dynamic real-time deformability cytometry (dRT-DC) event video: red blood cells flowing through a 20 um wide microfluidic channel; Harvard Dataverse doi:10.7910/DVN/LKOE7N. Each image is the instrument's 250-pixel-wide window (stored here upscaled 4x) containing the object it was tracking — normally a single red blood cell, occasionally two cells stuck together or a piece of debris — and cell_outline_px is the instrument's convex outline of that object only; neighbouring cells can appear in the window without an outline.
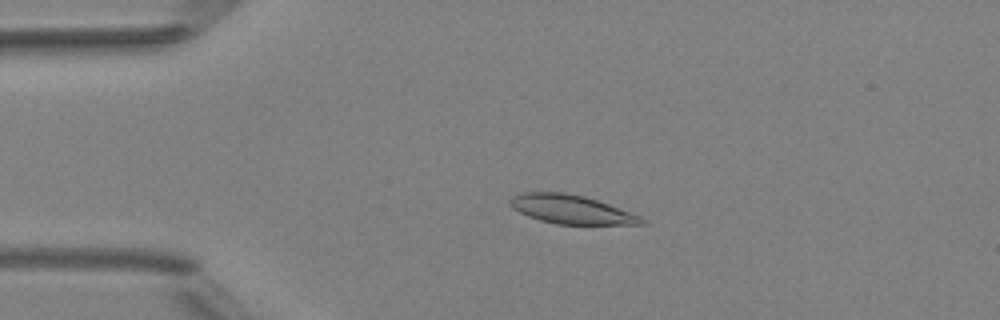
{"species": "Egyptian fruit bat (a non-hibernating species)", "species_latin": "Rousettus aegyptiacus", "temperature_condition": "room temperature", "stored_images_in_passage": 3, "camera_frame_rate_fps": 3000, "um_per_image_px": 0.085, "animal": {"sex": "female"}, "frame": {"image": 1, "passage_image": 2, "time_ms": 1.0, "image_size_px": [1000, 320], "cell_outline_px": [[648, 224], [556, 224], [540, 220], [528, 216], [512, 208], [508, 204], [508, 200], [512, 196], [520, 192], [564, 192], [584, 196], [608, 204], [640, 216]], "centroid_in_image_um": [48.49, 17.79], "position_along_channel_um": 36.5, "area_um2": 21.96}}